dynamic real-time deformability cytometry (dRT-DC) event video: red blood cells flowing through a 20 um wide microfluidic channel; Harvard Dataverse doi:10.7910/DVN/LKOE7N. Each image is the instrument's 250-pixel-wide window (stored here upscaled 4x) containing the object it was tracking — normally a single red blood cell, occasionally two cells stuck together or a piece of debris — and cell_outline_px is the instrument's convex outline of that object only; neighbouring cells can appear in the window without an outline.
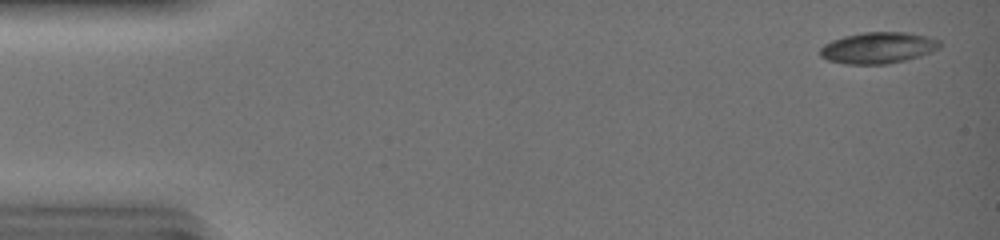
{"species": "common noctule bat (a hibernating species)", "species_latin": "Nyctalus noctula", "temperature_condition": "warm", "stored_images_in_passage": 30, "camera_frame_rate_fps": 3000, "um_per_image_px": 0.085, "animal": {"sex": "female", "body_mass_g": 19.0, "forearm_length_mm": 51.5}, "frame": {"image": 1, "passage_image": 2, "time_ms": 0.333, "image_size_px": [1000, 240], "cell_outline_px": [[944, 44], [940, 48], [932, 52], [920, 56], [888, 64], [848, 64], [828, 60], [820, 56], [820, 48], [824, 44], [832, 40], [844, 36], [864, 32], [908, 32], [928, 36], [940, 40]], "centroid_in_image_um": [74.69, 4.06], "position_along_channel_um": 10.3, "area_um2": 22.02}}
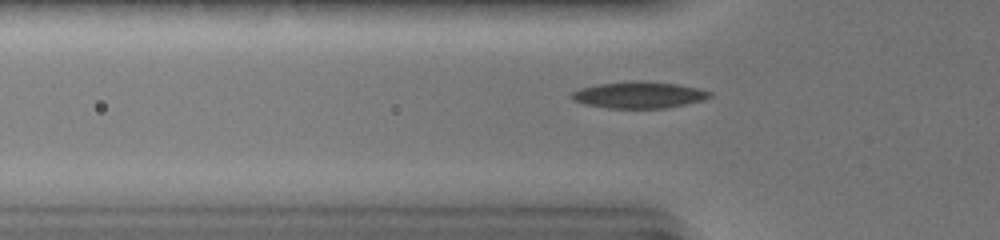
{"frame": {"image": 2, "passage_image": 16, "time_ms": 5.0, "image_size_px": [1000, 240], "cell_outline_px": [[712, 96], [704, 100], [664, 108], [608, 108], [584, 104], [572, 100], [568, 96], [572, 92], [580, 88], [600, 84], [628, 80], [644, 80], [680, 84], [700, 88], [712, 92]], "centroid_in_image_um": [54.31, 8.05], "position_along_channel_um": 71.5, "area_um2": 21.73}}
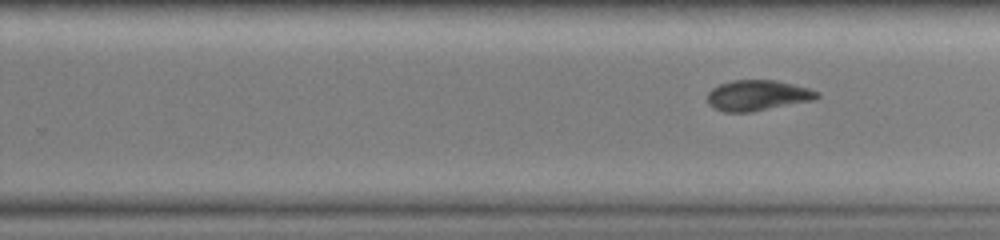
{"frame": {"image": 3, "passage_image": 30, "time_ms": 9.667, "image_size_px": [1000, 240], "cell_outline_px": [[820, 96], [812, 100], [752, 112], [724, 112], [712, 108], [708, 104], [708, 92], [712, 88], [720, 84], [732, 80], [776, 80], [808, 88], [820, 92]], "centroid_in_image_um": [64.36, 8.11], "position_along_channel_um": 265.4, "area_um2": 19.54}}